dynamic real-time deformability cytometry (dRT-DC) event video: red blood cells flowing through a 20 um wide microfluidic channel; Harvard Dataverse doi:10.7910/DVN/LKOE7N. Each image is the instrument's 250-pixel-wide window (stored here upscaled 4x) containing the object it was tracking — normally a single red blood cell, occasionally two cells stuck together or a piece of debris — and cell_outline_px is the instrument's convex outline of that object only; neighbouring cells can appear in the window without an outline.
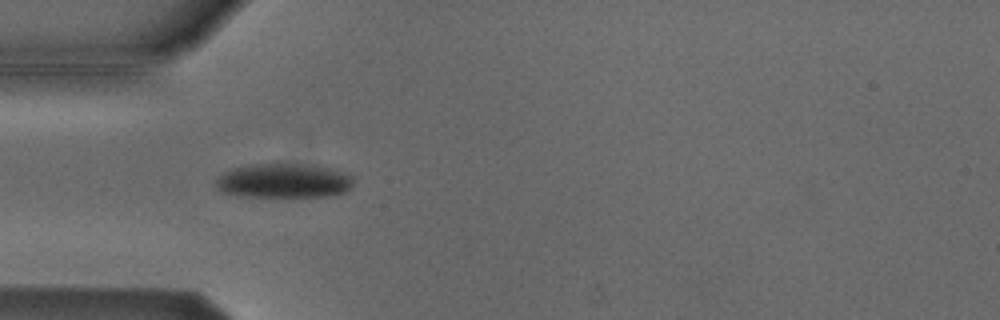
{"species": "Egyptian fruit bat (a non-hibernating species)", "species_latin": "Rousettus aegyptiacus", "temperature_condition": "cold", "stored_images_in_passage": 6, "camera_frame_rate_fps": 3000, "um_per_image_px": 0.085, "animal": {"sex": "male"}, "frame": {"image": 1, "passage_image": 3, "time_ms": 0.667, "image_size_px": [1000, 320], "cell_outline_px": [[352, 188], [344, 192], [328, 196], [236, 196], [220, 192], [216, 188], [216, 180], [224, 172], [232, 168], [248, 164], [300, 164], [328, 168], [352, 176]], "centroid_in_image_um": [24.05, 15.37], "position_along_channel_um": 61.0, "area_um2": 27.4}}
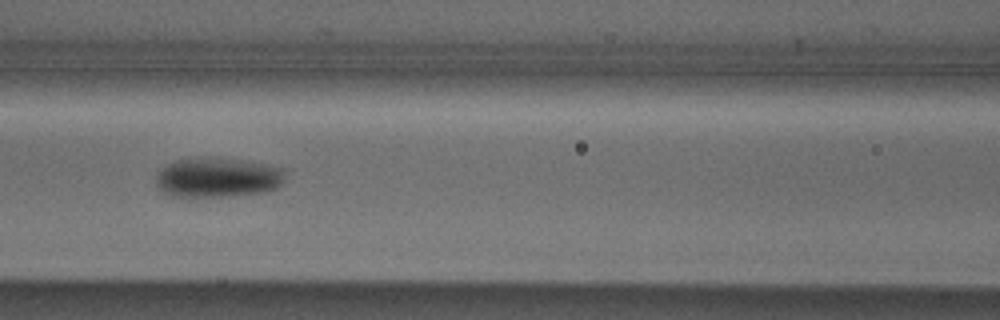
{"frame": {"image": 2, "passage_image": 5, "time_ms": 1.333, "image_size_px": [1000, 320], "cell_outline_px": [[284, 176], [280, 184], [276, 188], [264, 192], [228, 196], [172, 196], [164, 192], [156, 184], [156, 172], [160, 168], [172, 160], [204, 156], [240, 160], [284, 168]], "centroid_in_image_um": [18.43, 15.06], "position_along_channel_um": 148.2, "area_um2": 30.0}}
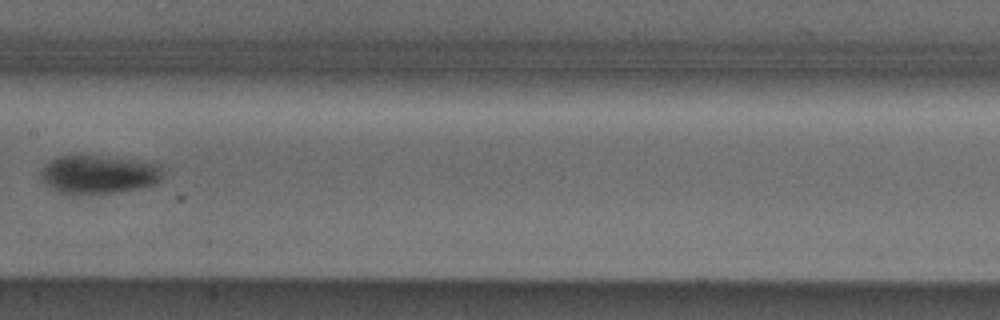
{"frame": {"image": 3, "passage_image": 6, "time_ms": 1.667, "image_size_px": [1000, 320], "cell_outline_px": [[164, 176], [156, 184], [140, 188], [120, 192], [60, 192], [44, 184], [40, 180], [40, 172], [44, 164], [56, 156], [100, 156], [164, 164]], "centroid_in_image_um": [8.43, 14.8], "position_along_channel_um": 199.0, "area_um2": 27.28}}